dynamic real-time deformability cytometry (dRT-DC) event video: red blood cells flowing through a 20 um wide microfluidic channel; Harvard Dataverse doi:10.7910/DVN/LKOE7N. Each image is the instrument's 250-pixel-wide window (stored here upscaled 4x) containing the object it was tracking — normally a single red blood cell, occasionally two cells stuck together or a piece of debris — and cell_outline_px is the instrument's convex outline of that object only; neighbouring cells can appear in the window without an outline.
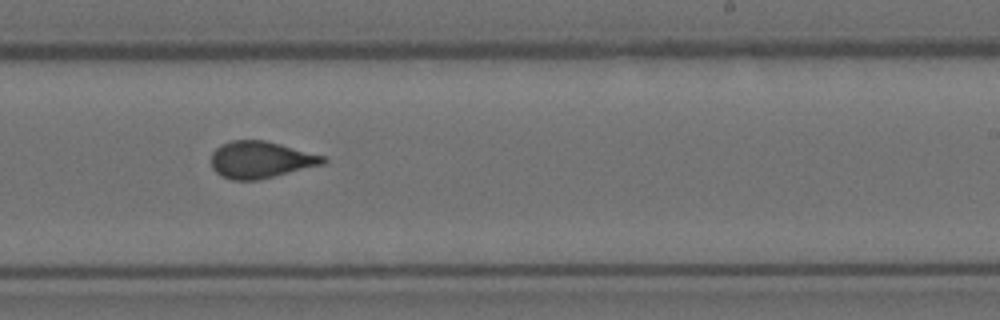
{"species": "Egyptian fruit bat (a non-hibernating species)", "species_latin": "Rousettus aegyptiacus", "temperature_condition": "room temperature", "stored_images_in_passage": 12, "camera_frame_rate_fps": 3000, "um_per_image_px": 0.085, "animal": {"sex": "female"}, "frame": {"image": 1, "passage_image": 7, "time_ms": 2.0, "image_size_px": [1000, 320], "cell_outline_px": [[328, 160], [324, 164], [256, 180], [232, 180], [216, 172], [212, 168], [212, 152], [220, 144], [232, 140], [264, 140], [328, 156]], "centroid_in_image_um": [22.18, 13.56], "position_along_channel_um": 266.8, "area_um2": 23.99}}
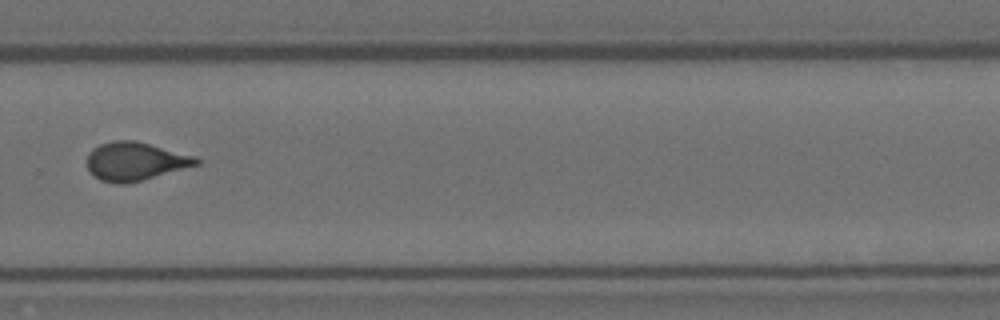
{"frame": {"image": 2, "passage_image": 8, "time_ms": 2.333, "image_size_px": [1000, 320], "cell_outline_px": [[200, 164], [128, 184], [116, 184], [100, 180], [88, 168], [88, 152], [92, 148], [100, 144], [112, 140], [136, 140], [196, 156], [200, 160]], "centroid_in_image_um": [11.5, 13.7], "position_along_channel_um": 318.3, "area_um2": 24.51}}
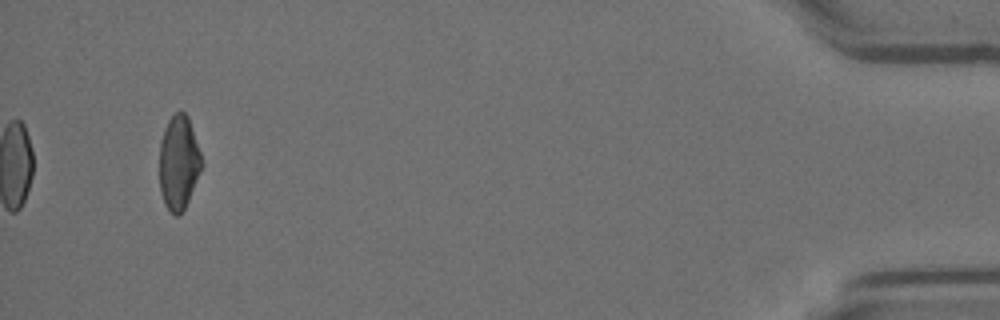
{"frame": {"image": 3, "passage_image": 12, "time_ms": 3.667, "image_size_px": [1000, 320], "cell_outline_px": [[204, 164], [188, 200], [184, 208], [176, 216], [164, 204], [160, 192], [160, 140], [164, 128], [168, 120], [176, 112], [184, 112], [188, 116]], "centroid_in_image_um": [15.19, 13.8], "position_along_channel_um": 420.0, "area_um2": 23.0}}